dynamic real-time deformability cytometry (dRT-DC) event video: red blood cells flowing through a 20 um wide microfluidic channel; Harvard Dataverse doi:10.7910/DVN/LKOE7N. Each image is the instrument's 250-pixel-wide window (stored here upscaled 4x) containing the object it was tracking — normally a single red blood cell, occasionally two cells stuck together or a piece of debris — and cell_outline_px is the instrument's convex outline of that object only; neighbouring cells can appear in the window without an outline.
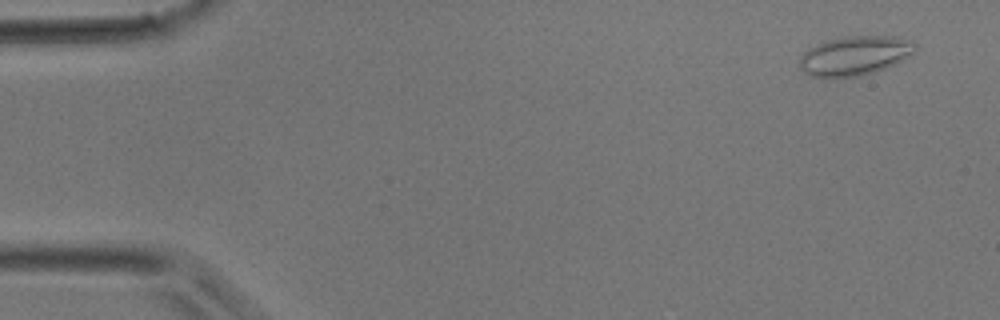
{"species": "common noctule bat (a hibernating species)", "species_latin": "Nyctalus noctula", "temperature_condition": "room temperature", "stored_images_in_passage": 30, "camera_frame_rate_fps": 3000, "um_per_image_px": 0.085, "animal": {"sex": "male", "body_mass_g": 17.9}, "frame": {"image": 1, "passage_image": 3, "time_ms": 0.667, "image_size_px": [1000, 320], "cell_outline_px": [[916, 52], [884, 68], [860, 76], [812, 76], [804, 72], [800, 64], [800, 56], [808, 48], [816, 44], [828, 40], [844, 36], [896, 36], [912, 40], [916, 44]], "centroid_in_image_um": [72.68, 4.7], "position_along_channel_um": 12.3, "area_um2": 26.13}}
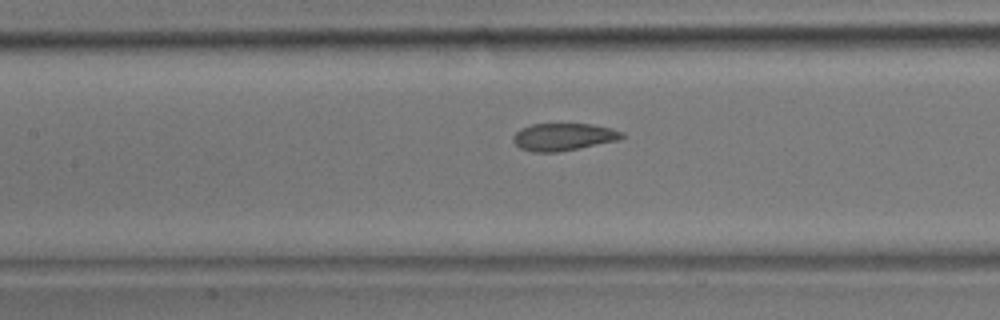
{"frame": {"image": 2, "passage_image": 19, "time_ms": 6.0, "image_size_px": [1000, 320], "cell_outline_px": [[624, 136], [620, 140], [560, 152], [532, 152], [520, 148], [512, 140], [512, 136], [520, 128], [532, 124], [592, 124], [612, 128], [624, 132]], "centroid_in_image_um": [47.9, 11.64], "position_along_channel_um": 159.5, "area_um2": 17.57}}
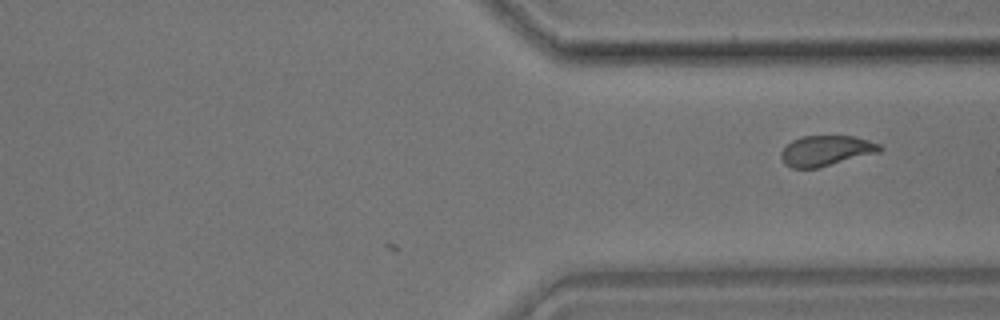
{"frame": {"image": 3, "passage_image": 30, "time_ms": 9.667, "image_size_px": [1000, 320], "cell_outline_px": [[884, 148], [880, 152], [820, 168], [792, 168], [784, 164], [780, 156], [780, 152], [792, 140], [800, 136], [852, 136], [868, 140], [880, 144]], "centroid_in_image_um": [70.22, 12.82], "position_along_channel_um": 341.2, "area_um2": 17.69}}